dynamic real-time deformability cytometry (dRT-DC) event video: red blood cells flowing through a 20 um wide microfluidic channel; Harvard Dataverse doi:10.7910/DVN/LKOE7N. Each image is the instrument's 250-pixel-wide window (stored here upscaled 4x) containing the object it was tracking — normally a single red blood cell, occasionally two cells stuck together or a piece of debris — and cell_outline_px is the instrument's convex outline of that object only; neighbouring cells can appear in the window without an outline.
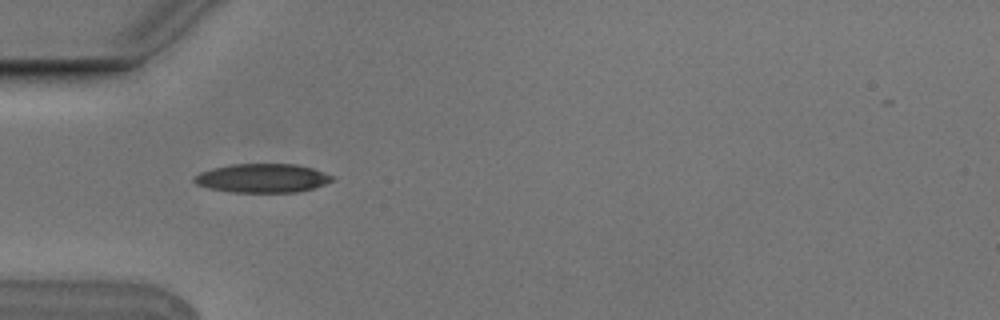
{"species": "Egyptian fruit bat (a non-hibernating species)", "species_latin": "Rousettus aegyptiacus", "temperature_condition": "cold", "stored_images_in_passage": 5, "camera_frame_rate_fps": 3000, "um_per_image_px": 0.085, "animal": {"sex": "male"}, "frame": {"image": 1, "passage_image": 4, "time_ms": 1.0, "image_size_px": [1000, 320], "cell_outline_px": [[336, 180], [312, 188], [296, 192], [232, 192], [208, 188], [196, 184], [192, 180], [192, 176], [200, 172], [212, 168], [228, 164], [296, 164], [312, 168], [324, 172], [332, 176]], "centroid_in_image_um": [22.26, 15.13], "position_along_channel_um": 62.7, "area_um2": 23.29}}